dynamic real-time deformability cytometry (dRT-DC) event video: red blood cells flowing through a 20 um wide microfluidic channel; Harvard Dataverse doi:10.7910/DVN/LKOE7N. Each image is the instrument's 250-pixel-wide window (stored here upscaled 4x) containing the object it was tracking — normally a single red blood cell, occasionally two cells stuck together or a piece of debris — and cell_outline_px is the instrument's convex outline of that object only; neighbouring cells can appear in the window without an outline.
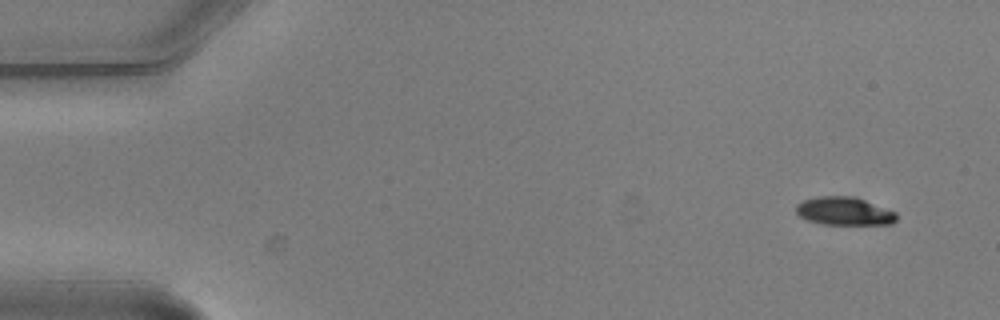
{"species": "common noctule bat (a hibernating species)", "species_latin": "Nyctalus noctula", "temperature_condition": "warm", "stored_images_in_passage": 7, "camera_frame_rate_fps": 3000, "um_per_image_px": 0.085, "animal": {"sex": "male", "body_mass_g": 20.5, "forearm_length_mm": 52.5}, "frame": {"image": 1, "passage_image": 1, "time_ms": 0.0, "image_size_px": [1000, 320], "cell_outline_px": [[896, 220], [892, 224], [824, 224], [808, 220], [800, 216], [796, 212], [796, 204], [804, 200], [820, 196], [856, 196], [896, 212]], "centroid_in_image_um": [71.77, 17.94], "position_along_channel_um": 13.2, "area_um2": 16.42}}
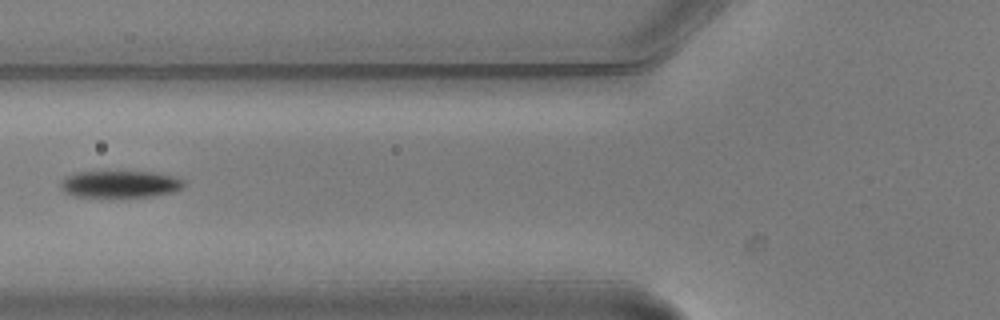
{"frame": {"image": 2, "passage_image": 6, "time_ms": 1.667, "image_size_px": [1000, 320], "cell_outline_px": [[184, 184], [176, 192], [152, 196], [72, 196], [64, 192], [60, 188], [60, 184], [64, 176], [76, 172], [152, 172], [176, 176], [184, 180]], "centroid_in_image_um": [10.2, 15.64], "position_along_channel_um": 115.6, "area_um2": 19.31}}
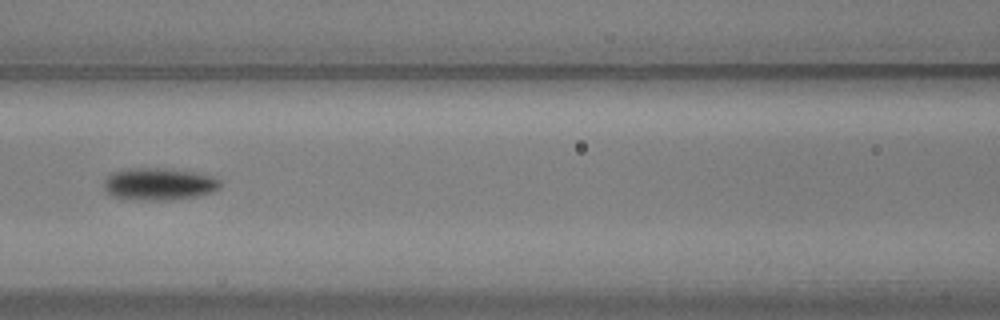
{"frame": {"image": 3, "passage_image": 7, "time_ms": 2.0, "image_size_px": [1000, 320], "cell_outline_px": [[220, 188], [212, 192], [196, 196], [168, 200], [148, 200], [112, 196], [104, 188], [104, 180], [112, 172], [128, 168], [172, 168], [196, 172], [216, 176], [220, 180]], "centroid_in_image_um": [13.56, 15.62], "position_along_channel_um": 153.0, "area_um2": 21.96}}